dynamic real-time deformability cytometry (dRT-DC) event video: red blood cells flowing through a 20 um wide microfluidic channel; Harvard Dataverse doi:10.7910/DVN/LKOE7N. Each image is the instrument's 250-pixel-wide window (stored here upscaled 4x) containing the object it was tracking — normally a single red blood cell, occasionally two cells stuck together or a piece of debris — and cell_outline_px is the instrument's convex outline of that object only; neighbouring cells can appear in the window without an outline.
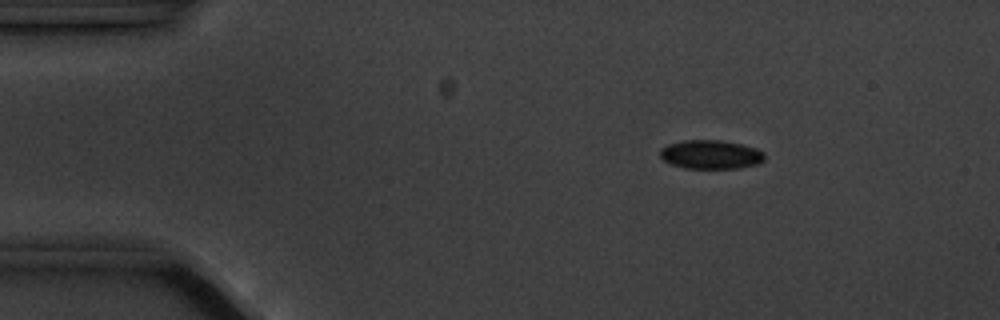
{"species": "common noctule bat (a hibernating species)", "species_latin": "Nyctalus noctula", "temperature_condition": "cold", "stored_images_in_passage": 13, "camera_frame_rate_fps": 3000, "um_per_image_px": 0.085, "animal": {"sex": "male", "body_mass_g": 20.1, "forearm_length_mm": 53.5}, "frame": {"image": 1, "passage_image": 1, "time_ms": 0.0, "image_size_px": [1000, 320], "cell_outline_px": [[764, 160], [756, 164], [740, 168], [684, 168], [672, 164], [664, 160], [660, 156], [660, 148], [668, 144], [684, 140], [720, 140], [740, 144], [756, 148], [764, 152]], "centroid_in_image_um": [60.41, 13.13], "position_along_channel_um": 24.6, "area_um2": 17.51}}
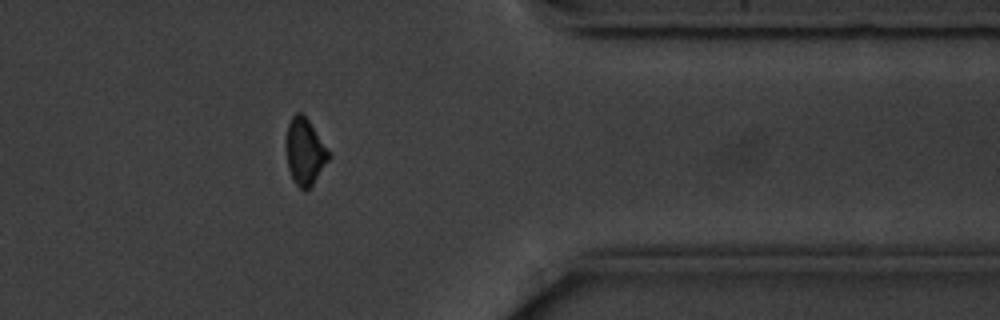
{"frame": {"image": 2, "passage_image": 11, "time_ms": 12.333, "image_size_px": [1000, 320], "cell_outline_px": [[332, 156], [312, 184], [304, 192], [292, 180], [288, 168], [284, 144], [288, 124], [292, 116], [296, 112], [300, 112], [308, 120], [328, 148]], "centroid_in_image_um": [25.89, 12.89], "position_along_channel_um": 385.5, "area_um2": 16.76}}
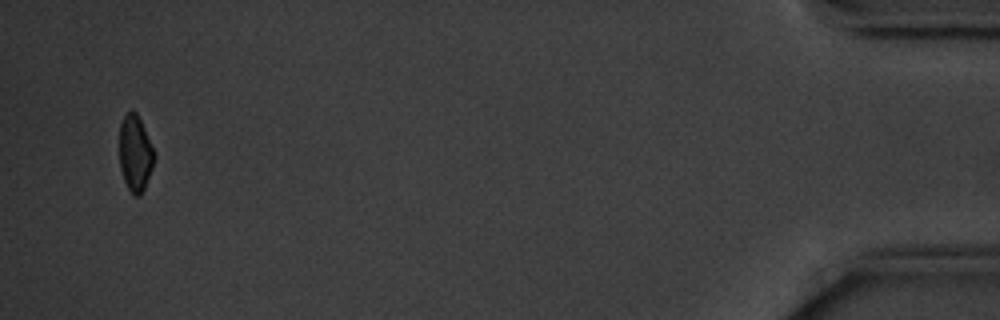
{"frame": {"image": 3, "passage_image": 13, "time_ms": 15.333, "image_size_px": [1000, 320], "cell_outline_px": [[156, 156], [152, 168], [144, 188], [140, 196], [132, 196], [124, 180], [120, 168], [120, 124], [124, 116], [132, 108], [136, 112], [156, 152]], "centroid_in_image_um": [11.51, 13.04], "position_along_channel_um": 423.7, "area_um2": 15.55}, "authors_computed_cell_mechanics": {"area_um2": 17.5134, "velocity_mm_per_s": 3.5529, "shape_relaxation_time_tau1_ms": 0.8404, "shape_relaxation_time_tau2_ms": null, "deformation_change_tau1": 0.0514, "deformation_change_tau2": null}}